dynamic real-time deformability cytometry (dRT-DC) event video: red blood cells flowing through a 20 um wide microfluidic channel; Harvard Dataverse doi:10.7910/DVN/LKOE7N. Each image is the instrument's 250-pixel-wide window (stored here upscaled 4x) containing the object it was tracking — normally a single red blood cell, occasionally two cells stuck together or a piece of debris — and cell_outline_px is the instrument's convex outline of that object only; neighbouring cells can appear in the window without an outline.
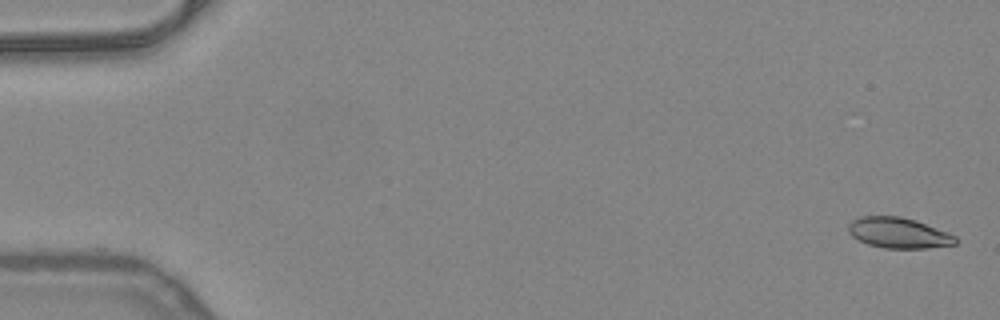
{"species": "common noctule bat (a hibernating species)", "species_latin": "Nyctalus noctula", "temperature_condition": "warm", "stored_images_in_passage": 51, "camera_frame_rate_fps": 3000, "um_per_image_px": 0.085, "animal": {"sex": "female", "body_mass_g": 24.6, "forearm_length_mm": 56.2}, "frame": {"image": 1, "passage_image": 1, "time_ms": 0.0, "image_size_px": [1000, 320], "cell_outline_px": [[956, 244], [928, 248], [884, 248], [868, 244], [852, 236], [848, 232], [848, 224], [852, 220], [860, 216], [900, 216], [916, 220], [948, 232], [956, 236]], "centroid_in_image_um": [76.37, 19.79], "position_along_channel_um": 8.6, "area_um2": 19.13}}
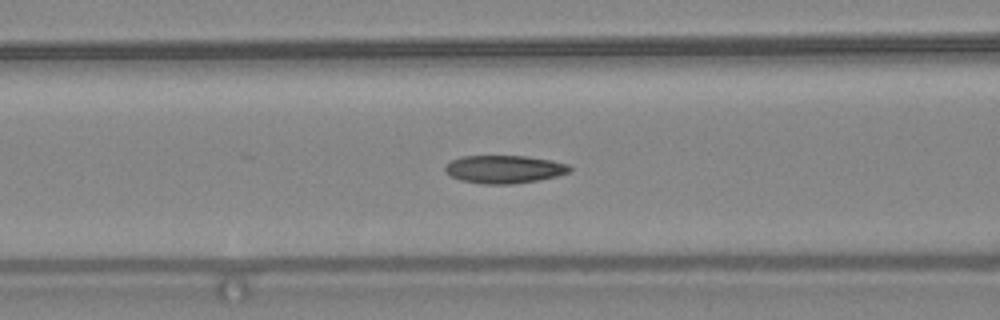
{"frame": {"image": 2, "passage_image": 21, "time_ms": 6.667, "image_size_px": [1000, 320], "cell_outline_px": [[572, 168], [568, 172], [556, 176], [540, 180], [512, 184], [484, 184], [460, 180], [448, 176], [444, 172], [444, 168], [452, 160], [464, 156], [528, 156], [552, 160], [568, 164]], "centroid_in_image_um": [42.85, 14.39], "position_along_channel_um": 123.8, "area_um2": 20.4}}
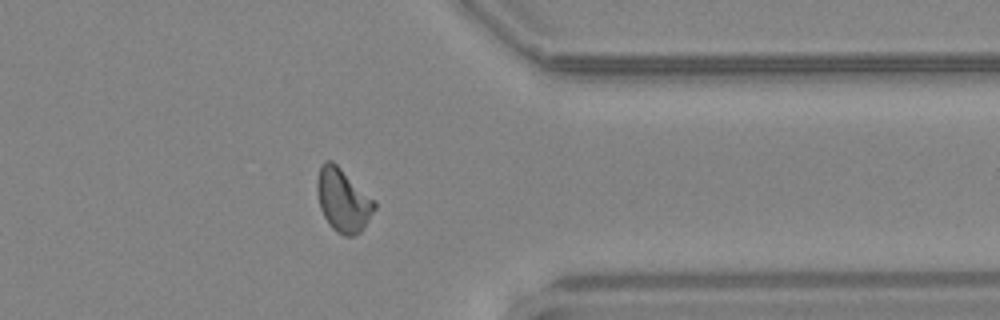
{"frame": {"image": 3, "passage_image": 41, "time_ms": 13.333, "image_size_px": [1000, 320], "cell_outline_px": [[376, 208], [360, 232], [352, 236], [344, 236], [332, 228], [324, 216], [320, 208], [316, 188], [316, 180], [320, 164], [324, 160], [332, 160], [376, 200]], "centroid_in_image_um": [29.15, 16.98], "position_along_channel_um": 382.3, "area_um2": 21.27}, "authors_computed_cell_mechanics": {"area_um2": 20.23, "velocity_mm_per_s": 4.0296, "shape_relaxation_time_tau1_ms": 10.5274, "shape_relaxation_time_tau2_ms": 1.6722, "deformation_change_tau1": 0.2254, "deformation_change_tau2": 0.0679}}